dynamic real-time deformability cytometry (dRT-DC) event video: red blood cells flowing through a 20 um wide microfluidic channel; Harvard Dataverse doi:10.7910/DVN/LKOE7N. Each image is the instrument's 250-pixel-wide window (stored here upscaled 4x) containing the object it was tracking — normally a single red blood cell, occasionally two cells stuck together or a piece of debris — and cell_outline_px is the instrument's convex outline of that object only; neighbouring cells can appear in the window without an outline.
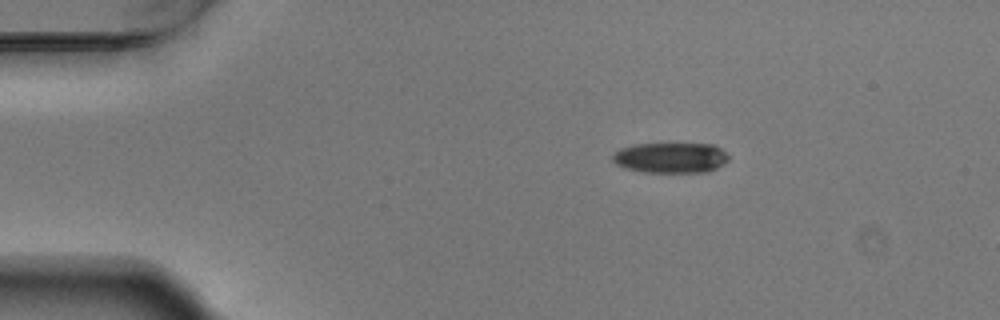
{"species": "Egyptian fruit bat (a non-hibernating species)", "species_latin": "Rousettus aegyptiacus", "temperature_condition": "warm", "stored_images_in_passage": 3, "camera_frame_rate_fps": 3000, "um_per_image_px": 0.085, "animal": {"sex": "male"}, "frame": {"image": 1, "passage_image": 1, "time_ms": 0.0, "image_size_px": [1000, 320], "cell_outline_px": [[728, 160], [724, 164], [708, 172], [644, 172], [624, 168], [616, 164], [612, 160], [612, 156], [620, 148], [632, 144], [716, 144], [728, 156]], "centroid_in_image_um": [57.0, 13.41], "position_along_channel_um": 28.0, "area_um2": 20.63}}